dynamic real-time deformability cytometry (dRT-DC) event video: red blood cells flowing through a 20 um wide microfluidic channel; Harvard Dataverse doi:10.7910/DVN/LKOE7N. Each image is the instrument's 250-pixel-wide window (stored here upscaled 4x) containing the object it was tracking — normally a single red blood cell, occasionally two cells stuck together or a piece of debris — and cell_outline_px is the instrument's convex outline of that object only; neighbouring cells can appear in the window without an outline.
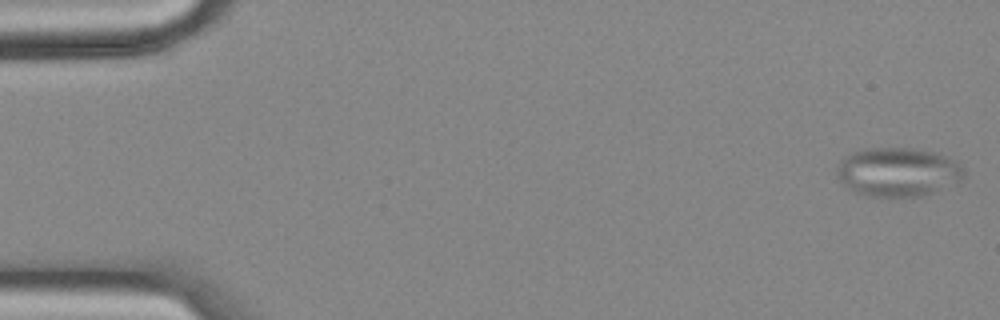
{"species": "common noctule bat (a hibernating species)", "species_latin": "Nyctalus noctula", "temperature_condition": "cold", "stored_images_in_passage": 56, "camera_frame_rate_fps": 3000, "um_per_image_px": 0.085, "animal": {"sex": "female", "body_mass_g": 18.4}, "frame": {"image": 1, "passage_image": 1, "time_ms": 0.0, "image_size_px": [1000, 320], "cell_outline_px": [[964, 176], [960, 180], [924, 196], [868, 196], [852, 192], [836, 176], [836, 168], [840, 160], [852, 152], [872, 148], [912, 148], [936, 152], [960, 164], [964, 168]], "centroid_in_image_um": [76.28, 14.62], "position_along_channel_um": 8.7, "area_um2": 36.13}}
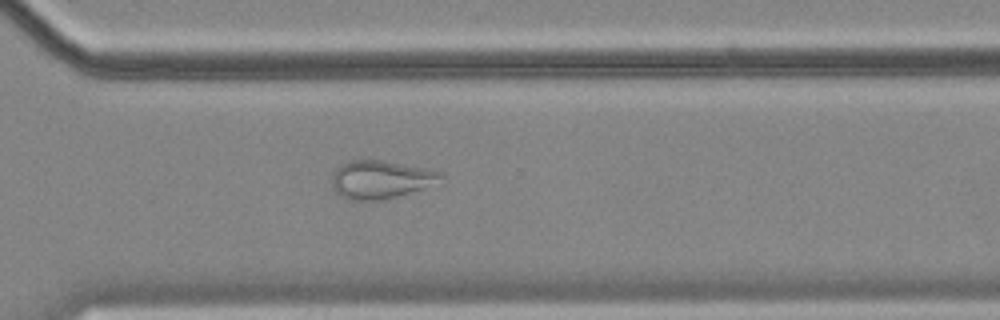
{"frame": {"image": 2, "passage_image": 40, "time_ms": 13.0, "image_size_px": [1000, 320], "cell_outline_px": [[444, 184], [380, 200], [348, 200], [340, 196], [332, 188], [332, 176], [336, 168], [352, 160], [380, 160], [428, 168], [444, 172]], "centroid_in_image_um": [32.47, 15.27], "position_along_channel_um": 338.1, "area_um2": 24.74}}
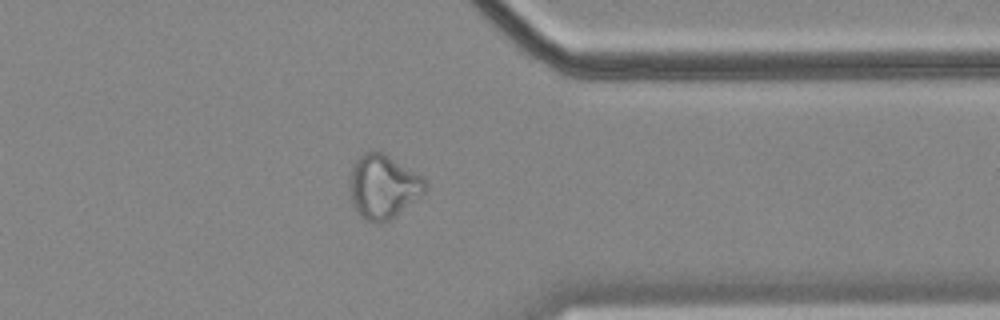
{"frame": {"image": 3, "passage_image": 44, "time_ms": 14.333, "image_size_px": [1000, 320], "cell_outline_px": [[424, 192], [396, 216], [380, 224], [368, 220], [356, 212], [352, 204], [348, 184], [352, 168], [356, 160], [364, 152], [384, 152], [424, 176]], "centroid_in_image_um": [32.55, 15.85], "position_along_channel_um": 378.9, "area_um2": 28.09}, "authors_computed_cell_mechanics": {"area_um2": 28.322, "velocity_mm_per_s": 3.5463, "shape_relaxation_time_tau1_ms": null, "shape_relaxation_time_tau2_ms": 3.595, "deformation_change_tau1": null, "deformation_change_tau2": 0.099}}